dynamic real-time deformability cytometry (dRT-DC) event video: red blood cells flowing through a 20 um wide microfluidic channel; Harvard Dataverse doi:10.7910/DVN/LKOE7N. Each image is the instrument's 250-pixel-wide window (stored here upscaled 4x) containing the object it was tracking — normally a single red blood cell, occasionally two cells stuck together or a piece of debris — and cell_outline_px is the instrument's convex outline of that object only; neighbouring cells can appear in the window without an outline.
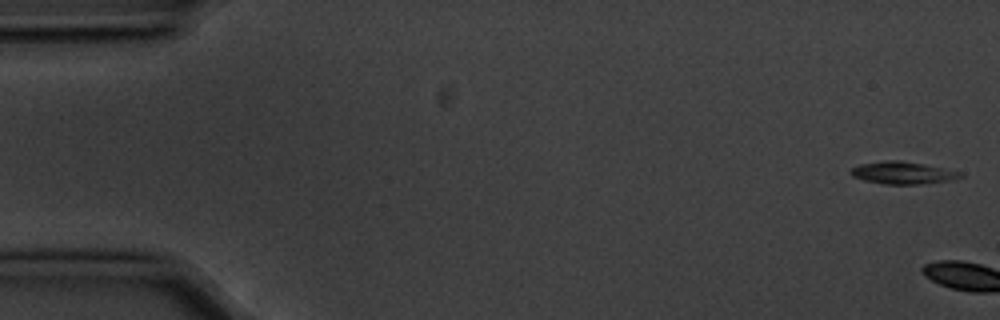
{"species": "common noctule bat (a hibernating species)", "species_latin": "Nyctalus noctula", "temperature_condition": "cold", "stored_images_in_passage": 6, "camera_frame_rate_fps": 3000, "um_per_image_px": 0.085, "animal": {"sex": "male", "body_mass_g": 20.1, "forearm_length_mm": 53.5}, "frame": {"image": 1, "passage_image": 1, "time_ms": 0.0, "image_size_px": [1000, 320], "cell_outline_px": [[964, 176], [952, 180], [920, 184], [884, 184], [864, 180], [852, 176], [852, 168], [860, 164], [888, 160], [900, 160], [924, 164], [960, 172]], "centroid_in_image_um": [76.74, 14.69], "position_along_channel_um": 8.3, "area_um2": 14.05}}
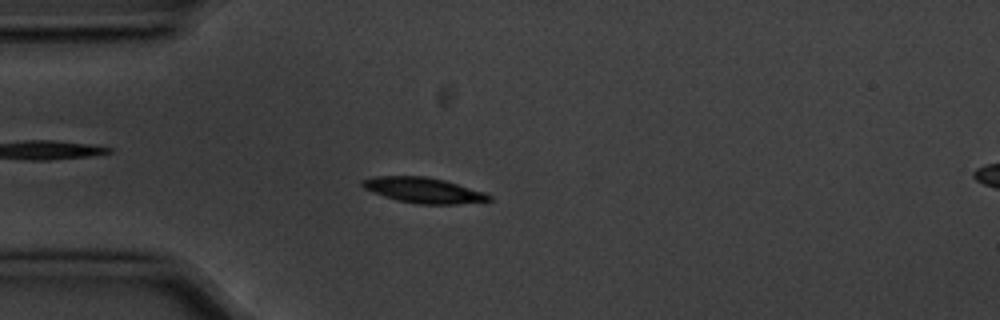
{"frame": {"image": 2, "passage_image": 5, "time_ms": 1.333, "image_size_px": [1000, 320], "cell_outline_px": [[492, 200], [456, 204], [416, 204], [396, 200], [372, 192], [364, 188], [360, 184], [360, 180], [376, 176], [424, 176], [444, 180], [484, 192], [492, 196]], "centroid_in_image_um": [35.96, 16.17], "position_along_channel_um": 49.0, "area_um2": 18.73}}